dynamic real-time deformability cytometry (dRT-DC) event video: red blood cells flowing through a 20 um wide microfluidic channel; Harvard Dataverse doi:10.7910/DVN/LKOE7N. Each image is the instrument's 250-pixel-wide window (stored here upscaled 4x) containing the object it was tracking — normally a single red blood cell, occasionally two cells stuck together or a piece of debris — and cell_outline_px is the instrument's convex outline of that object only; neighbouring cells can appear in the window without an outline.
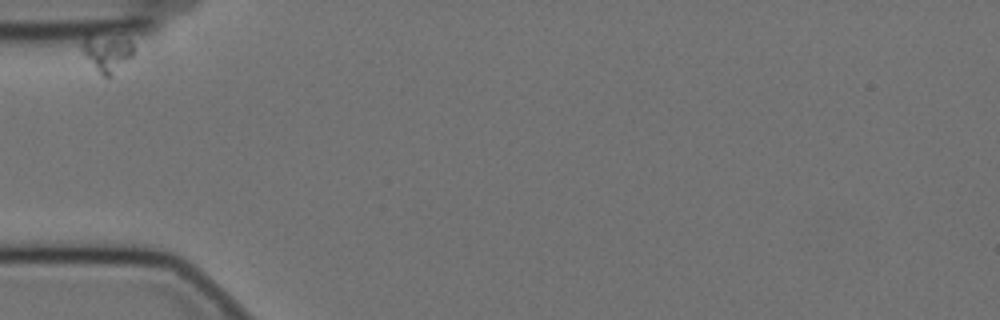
{"species": "Egyptian fruit bat (a non-hibernating species)", "species_latin": "Rousettus aegyptiacus", "temperature_condition": "cold", "stored_images_in_passage": 38, "camera_frame_rate_fps": 3000, "um_per_image_px": 0.085, "animal": {"sex": "female"}, "frame": {"image": 1, "passage_image": 1, "time_ms": 0.0, "image_size_px": [1000, 320], "cell_outline_px": [[132, 56], [108, 80], [96, 68], [80, 48], [80, 44], [84, 36], [88, 36], [132, 40]], "centroid_in_image_um": [9.09, 4.54], "position_along_channel_um": 75.9, "area_um2": 10.64}}